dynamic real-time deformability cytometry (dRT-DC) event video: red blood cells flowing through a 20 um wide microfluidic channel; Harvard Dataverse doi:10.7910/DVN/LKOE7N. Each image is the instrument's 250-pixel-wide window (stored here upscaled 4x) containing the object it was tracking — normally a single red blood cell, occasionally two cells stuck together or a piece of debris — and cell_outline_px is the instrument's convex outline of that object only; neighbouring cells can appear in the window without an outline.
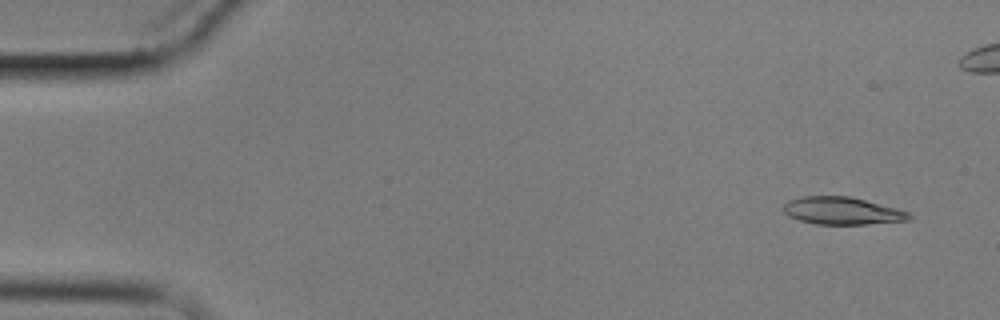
{"species": "common noctule bat (a hibernating species)", "species_latin": "Nyctalus noctula", "temperature_condition": "cold", "stored_images_in_passage": 7, "segment_of_instrument_passage": [1, 2], "camera_frame_rate_fps": 3000, "um_per_image_px": 0.085, "animal": {"sex": "male", "body_mass_g": 17.9}, "frame": {"image": 1, "passage_image": 1, "time_ms": 0.0, "image_size_px": [1000, 320], "cell_outline_px": [[912, 216], [908, 220], [868, 224], [816, 224], [800, 220], [788, 216], [784, 212], [784, 204], [788, 200], [804, 196], [848, 196], [896, 208], [908, 212]], "centroid_in_image_um": [71.55, 17.92], "position_along_channel_um": 13.4, "area_um2": 19.88}}
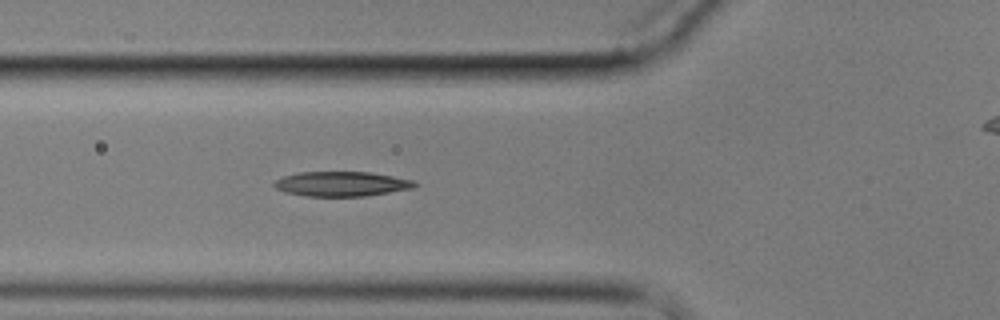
{"frame": {"image": 2, "passage_image": 6, "time_ms": 5.667, "image_size_px": [1000, 320], "cell_outline_px": [[420, 184], [412, 188], [364, 196], [304, 196], [284, 192], [276, 188], [272, 184], [276, 180], [284, 176], [300, 172], [368, 172], [416, 180]], "centroid_in_image_um": [29.04, 15.63], "position_along_channel_um": 96.8, "area_um2": 20.23}}